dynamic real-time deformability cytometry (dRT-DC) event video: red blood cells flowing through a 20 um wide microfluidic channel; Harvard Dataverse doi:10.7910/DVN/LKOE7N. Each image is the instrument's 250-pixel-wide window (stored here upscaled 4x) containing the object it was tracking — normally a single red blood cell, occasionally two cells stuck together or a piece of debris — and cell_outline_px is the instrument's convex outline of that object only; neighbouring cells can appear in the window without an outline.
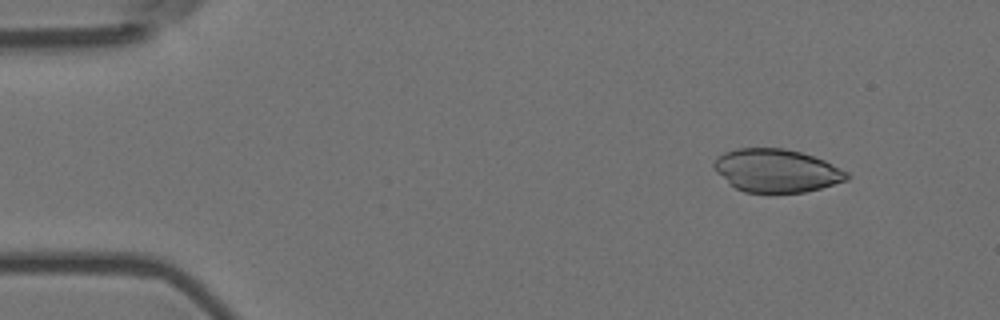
{"species": "Egyptian fruit bat (a non-hibernating species)", "species_latin": "Rousettus aegyptiacus", "temperature_condition": "room temperature", "stored_images_in_passage": 5, "camera_frame_rate_fps": 3000, "um_per_image_px": 0.085, "animal": {"sex": "female"}, "frame": {"image": 1, "passage_image": 1, "time_ms": 0.0, "image_size_px": [1000, 320], "cell_outline_px": [[848, 180], [820, 188], [804, 192], [744, 192], [728, 184], [716, 172], [712, 164], [716, 156], [724, 152], [736, 148], [784, 148], [800, 152], [824, 160], [848, 172]], "centroid_in_image_um": [65.95, 14.49], "position_along_channel_um": 19.0, "area_um2": 33.41}}